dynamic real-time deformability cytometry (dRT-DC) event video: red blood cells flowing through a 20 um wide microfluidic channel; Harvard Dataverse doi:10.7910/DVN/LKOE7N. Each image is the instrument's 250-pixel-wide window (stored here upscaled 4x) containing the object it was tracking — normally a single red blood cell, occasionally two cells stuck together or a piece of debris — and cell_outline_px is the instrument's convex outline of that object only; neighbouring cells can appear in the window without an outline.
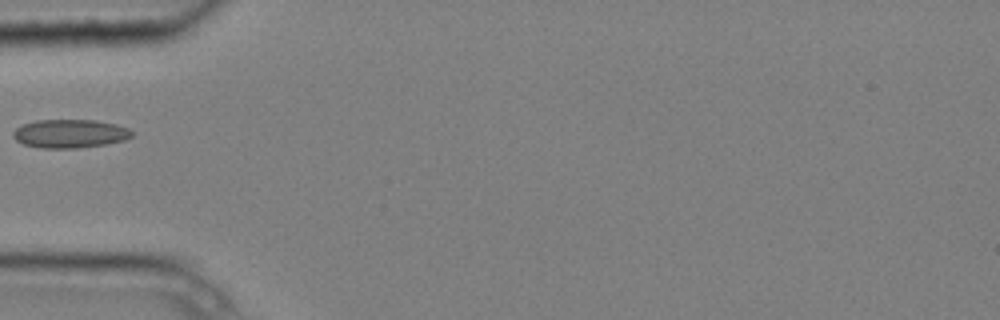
{"species": "common noctule bat (a hibernating species)", "species_latin": "Nyctalus noctula", "temperature_condition": "cold", "stored_images_in_passage": 3, "camera_frame_rate_fps": 3000, "um_per_image_px": 0.085, "animal": {"sex": "male", "body_mass_g": 20.4}, "frame": {"image": 1, "passage_image": 3, "time_ms": 0.667, "image_size_px": [1000, 320], "cell_outline_px": [[136, 132], [132, 136], [124, 140], [108, 144], [76, 148], [40, 148], [24, 144], [16, 140], [12, 136], [12, 132], [20, 124], [36, 120], [96, 120], [116, 124], [128, 128]], "centroid_in_image_um": [5.95, 11.35], "position_along_channel_um": 79.1, "area_um2": 20.0}}